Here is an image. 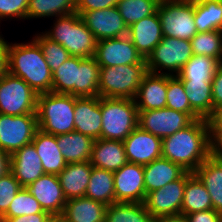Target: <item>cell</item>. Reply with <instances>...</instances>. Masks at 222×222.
<instances>
[{
	"label": "cell",
	"mask_w": 222,
	"mask_h": 222,
	"mask_svg": "<svg viewBox=\"0 0 222 222\" xmlns=\"http://www.w3.org/2000/svg\"><path fill=\"white\" fill-rule=\"evenodd\" d=\"M213 152L208 122L204 118L162 138V157L188 172L193 173Z\"/></svg>",
	"instance_id": "6da1fadb"
},
{
	"label": "cell",
	"mask_w": 222,
	"mask_h": 222,
	"mask_svg": "<svg viewBox=\"0 0 222 222\" xmlns=\"http://www.w3.org/2000/svg\"><path fill=\"white\" fill-rule=\"evenodd\" d=\"M7 72L22 78L37 94L52 92V71L34 39L25 44L8 42Z\"/></svg>",
	"instance_id": "7a4b0ae2"
},
{
	"label": "cell",
	"mask_w": 222,
	"mask_h": 222,
	"mask_svg": "<svg viewBox=\"0 0 222 222\" xmlns=\"http://www.w3.org/2000/svg\"><path fill=\"white\" fill-rule=\"evenodd\" d=\"M100 66L93 57L71 56L52 73V92L74 97L98 96Z\"/></svg>",
	"instance_id": "3957f363"
},
{
	"label": "cell",
	"mask_w": 222,
	"mask_h": 222,
	"mask_svg": "<svg viewBox=\"0 0 222 222\" xmlns=\"http://www.w3.org/2000/svg\"><path fill=\"white\" fill-rule=\"evenodd\" d=\"M52 30L43 34L61 44L71 56L93 57L96 52L97 39L86 27L78 13L55 18Z\"/></svg>",
	"instance_id": "277c9868"
},
{
	"label": "cell",
	"mask_w": 222,
	"mask_h": 222,
	"mask_svg": "<svg viewBox=\"0 0 222 222\" xmlns=\"http://www.w3.org/2000/svg\"><path fill=\"white\" fill-rule=\"evenodd\" d=\"M74 107L73 95L38 94L36 114L39 129L55 136L75 131Z\"/></svg>",
	"instance_id": "5b68a950"
},
{
	"label": "cell",
	"mask_w": 222,
	"mask_h": 222,
	"mask_svg": "<svg viewBox=\"0 0 222 222\" xmlns=\"http://www.w3.org/2000/svg\"><path fill=\"white\" fill-rule=\"evenodd\" d=\"M101 139L124 141L138 126V108L134 99L100 97Z\"/></svg>",
	"instance_id": "8992f818"
},
{
	"label": "cell",
	"mask_w": 222,
	"mask_h": 222,
	"mask_svg": "<svg viewBox=\"0 0 222 222\" xmlns=\"http://www.w3.org/2000/svg\"><path fill=\"white\" fill-rule=\"evenodd\" d=\"M147 73L146 64L100 67L98 96L134 99L139 85Z\"/></svg>",
	"instance_id": "52a82bcc"
},
{
	"label": "cell",
	"mask_w": 222,
	"mask_h": 222,
	"mask_svg": "<svg viewBox=\"0 0 222 222\" xmlns=\"http://www.w3.org/2000/svg\"><path fill=\"white\" fill-rule=\"evenodd\" d=\"M193 55L190 40L163 36L160 43L145 59L147 70L154 74L177 75Z\"/></svg>",
	"instance_id": "ba28073f"
},
{
	"label": "cell",
	"mask_w": 222,
	"mask_h": 222,
	"mask_svg": "<svg viewBox=\"0 0 222 222\" xmlns=\"http://www.w3.org/2000/svg\"><path fill=\"white\" fill-rule=\"evenodd\" d=\"M38 94L22 79L6 72L0 78V114H36Z\"/></svg>",
	"instance_id": "9c48e42d"
},
{
	"label": "cell",
	"mask_w": 222,
	"mask_h": 222,
	"mask_svg": "<svg viewBox=\"0 0 222 222\" xmlns=\"http://www.w3.org/2000/svg\"><path fill=\"white\" fill-rule=\"evenodd\" d=\"M163 36L191 40L197 34L194 5L178 0H162L157 8Z\"/></svg>",
	"instance_id": "30bf717a"
},
{
	"label": "cell",
	"mask_w": 222,
	"mask_h": 222,
	"mask_svg": "<svg viewBox=\"0 0 222 222\" xmlns=\"http://www.w3.org/2000/svg\"><path fill=\"white\" fill-rule=\"evenodd\" d=\"M38 129L37 114H0V149L12 155L23 146L32 143Z\"/></svg>",
	"instance_id": "8fae6325"
},
{
	"label": "cell",
	"mask_w": 222,
	"mask_h": 222,
	"mask_svg": "<svg viewBox=\"0 0 222 222\" xmlns=\"http://www.w3.org/2000/svg\"><path fill=\"white\" fill-rule=\"evenodd\" d=\"M192 174V172L186 171L179 179L146 194L144 205L155 220L165 216L181 214L184 188L187 179Z\"/></svg>",
	"instance_id": "7c38bea8"
},
{
	"label": "cell",
	"mask_w": 222,
	"mask_h": 222,
	"mask_svg": "<svg viewBox=\"0 0 222 222\" xmlns=\"http://www.w3.org/2000/svg\"><path fill=\"white\" fill-rule=\"evenodd\" d=\"M194 119L186 113L167 107L138 111V126L154 136L164 138L190 125Z\"/></svg>",
	"instance_id": "4fadbf2b"
},
{
	"label": "cell",
	"mask_w": 222,
	"mask_h": 222,
	"mask_svg": "<svg viewBox=\"0 0 222 222\" xmlns=\"http://www.w3.org/2000/svg\"><path fill=\"white\" fill-rule=\"evenodd\" d=\"M94 58L100 67L146 64L128 36L97 41Z\"/></svg>",
	"instance_id": "5bb4252c"
},
{
	"label": "cell",
	"mask_w": 222,
	"mask_h": 222,
	"mask_svg": "<svg viewBox=\"0 0 222 222\" xmlns=\"http://www.w3.org/2000/svg\"><path fill=\"white\" fill-rule=\"evenodd\" d=\"M115 202L144 203L143 165L127 162L113 173Z\"/></svg>",
	"instance_id": "9a60e30c"
},
{
	"label": "cell",
	"mask_w": 222,
	"mask_h": 222,
	"mask_svg": "<svg viewBox=\"0 0 222 222\" xmlns=\"http://www.w3.org/2000/svg\"><path fill=\"white\" fill-rule=\"evenodd\" d=\"M80 17L86 27L95 35L97 41L128 35V27L117 7L84 11Z\"/></svg>",
	"instance_id": "2e32d148"
},
{
	"label": "cell",
	"mask_w": 222,
	"mask_h": 222,
	"mask_svg": "<svg viewBox=\"0 0 222 222\" xmlns=\"http://www.w3.org/2000/svg\"><path fill=\"white\" fill-rule=\"evenodd\" d=\"M128 162L146 165L162 157V138L137 126L123 141Z\"/></svg>",
	"instance_id": "e0dca14e"
},
{
	"label": "cell",
	"mask_w": 222,
	"mask_h": 222,
	"mask_svg": "<svg viewBox=\"0 0 222 222\" xmlns=\"http://www.w3.org/2000/svg\"><path fill=\"white\" fill-rule=\"evenodd\" d=\"M26 188L44 211L52 216L62 215L67 199L56 174L45 173Z\"/></svg>",
	"instance_id": "ac0fdd59"
},
{
	"label": "cell",
	"mask_w": 222,
	"mask_h": 222,
	"mask_svg": "<svg viewBox=\"0 0 222 222\" xmlns=\"http://www.w3.org/2000/svg\"><path fill=\"white\" fill-rule=\"evenodd\" d=\"M102 114L100 97H75L74 126L75 131L90 136L93 139L101 138Z\"/></svg>",
	"instance_id": "d6986e66"
},
{
	"label": "cell",
	"mask_w": 222,
	"mask_h": 222,
	"mask_svg": "<svg viewBox=\"0 0 222 222\" xmlns=\"http://www.w3.org/2000/svg\"><path fill=\"white\" fill-rule=\"evenodd\" d=\"M168 75L148 72L139 85L134 98L138 111L156 110L166 107Z\"/></svg>",
	"instance_id": "ffe728a7"
},
{
	"label": "cell",
	"mask_w": 222,
	"mask_h": 222,
	"mask_svg": "<svg viewBox=\"0 0 222 222\" xmlns=\"http://www.w3.org/2000/svg\"><path fill=\"white\" fill-rule=\"evenodd\" d=\"M137 51L146 59L163 38L158 13L147 16L128 27L127 35Z\"/></svg>",
	"instance_id": "44dd1931"
},
{
	"label": "cell",
	"mask_w": 222,
	"mask_h": 222,
	"mask_svg": "<svg viewBox=\"0 0 222 222\" xmlns=\"http://www.w3.org/2000/svg\"><path fill=\"white\" fill-rule=\"evenodd\" d=\"M10 172L22 187H27L45 174L41 159L32 143L10 155Z\"/></svg>",
	"instance_id": "7402d4cb"
},
{
	"label": "cell",
	"mask_w": 222,
	"mask_h": 222,
	"mask_svg": "<svg viewBox=\"0 0 222 222\" xmlns=\"http://www.w3.org/2000/svg\"><path fill=\"white\" fill-rule=\"evenodd\" d=\"M128 162L123 141L96 139L90 163L93 167L116 172Z\"/></svg>",
	"instance_id": "603a6c76"
},
{
	"label": "cell",
	"mask_w": 222,
	"mask_h": 222,
	"mask_svg": "<svg viewBox=\"0 0 222 222\" xmlns=\"http://www.w3.org/2000/svg\"><path fill=\"white\" fill-rule=\"evenodd\" d=\"M209 192L213 209L222 214V160L213 152L194 172Z\"/></svg>",
	"instance_id": "cb8c5ba5"
},
{
	"label": "cell",
	"mask_w": 222,
	"mask_h": 222,
	"mask_svg": "<svg viewBox=\"0 0 222 222\" xmlns=\"http://www.w3.org/2000/svg\"><path fill=\"white\" fill-rule=\"evenodd\" d=\"M92 167L90 161L68 163L57 175L67 200L85 197Z\"/></svg>",
	"instance_id": "d4e9b609"
},
{
	"label": "cell",
	"mask_w": 222,
	"mask_h": 222,
	"mask_svg": "<svg viewBox=\"0 0 222 222\" xmlns=\"http://www.w3.org/2000/svg\"><path fill=\"white\" fill-rule=\"evenodd\" d=\"M45 173L58 175L67 165L57 144L56 136L38 129L32 140Z\"/></svg>",
	"instance_id": "484cf974"
},
{
	"label": "cell",
	"mask_w": 222,
	"mask_h": 222,
	"mask_svg": "<svg viewBox=\"0 0 222 222\" xmlns=\"http://www.w3.org/2000/svg\"><path fill=\"white\" fill-rule=\"evenodd\" d=\"M146 194L179 179L185 172L180 165L160 157L143 166Z\"/></svg>",
	"instance_id": "4316f807"
},
{
	"label": "cell",
	"mask_w": 222,
	"mask_h": 222,
	"mask_svg": "<svg viewBox=\"0 0 222 222\" xmlns=\"http://www.w3.org/2000/svg\"><path fill=\"white\" fill-rule=\"evenodd\" d=\"M107 205L87 197L69 199L62 217L67 222H105Z\"/></svg>",
	"instance_id": "83f0119b"
},
{
	"label": "cell",
	"mask_w": 222,
	"mask_h": 222,
	"mask_svg": "<svg viewBox=\"0 0 222 222\" xmlns=\"http://www.w3.org/2000/svg\"><path fill=\"white\" fill-rule=\"evenodd\" d=\"M56 140L67 164L90 161L95 139L73 131L56 135Z\"/></svg>",
	"instance_id": "f1b7e54d"
},
{
	"label": "cell",
	"mask_w": 222,
	"mask_h": 222,
	"mask_svg": "<svg viewBox=\"0 0 222 222\" xmlns=\"http://www.w3.org/2000/svg\"><path fill=\"white\" fill-rule=\"evenodd\" d=\"M213 205L209 192L200 179L193 173L186 181L181 214L211 210Z\"/></svg>",
	"instance_id": "f546056e"
},
{
	"label": "cell",
	"mask_w": 222,
	"mask_h": 222,
	"mask_svg": "<svg viewBox=\"0 0 222 222\" xmlns=\"http://www.w3.org/2000/svg\"><path fill=\"white\" fill-rule=\"evenodd\" d=\"M85 197L101 202L107 206L115 203L113 172L92 167Z\"/></svg>",
	"instance_id": "4dcf8cb0"
},
{
	"label": "cell",
	"mask_w": 222,
	"mask_h": 222,
	"mask_svg": "<svg viewBox=\"0 0 222 222\" xmlns=\"http://www.w3.org/2000/svg\"><path fill=\"white\" fill-rule=\"evenodd\" d=\"M190 107L207 119L213 112L212 81H182Z\"/></svg>",
	"instance_id": "1f68e13d"
},
{
	"label": "cell",
	"mask_w": 222,
	"mask_h": 222,
	"mask_svg": "<svg viewBox=\"0 0 222 222\" xmlns=\"http://www.w3.org/2000/svg\"><path fill=\"white\" fill-rule=\"evenodd\" d=\"M105 222H155L144 203L115 202L107 206Z\"/></svg>",
	"instance_id": "d6a6232c"
},
{
	"label": "cell",
	"mask_w": 222,
	"mask_h": 222,
	"mask_svg": "<svg viewBox=\"0 0 222 222\" xmlns=\"http://www.w3.org/2000/svg\"><path fill=\"white\" fill-rule=\"evenodd\" d=\"M197 33L222 31V0H206L194 5Z\"/></svg>",
	"instance_id": "836d02e7"
},
{
	"label": "cell",
	"mask_w": 222,
	"mask_h": 222,
	"mask_svg": "<svg viewBox=\"0 0 222 222\" xmlns=\"http://www.w3.org/2000/svg\"><path fill=\"white\" fill-rule=\"evenodd\" d=\"M221 63L205 55H193L181 68L177 76L182 81H212V78Z\"/></svg>",
	"instance_id": "e575fe53"
},
{
	"label": "cell",
	"mask_w": 222,
	"mask_h": 222,
	"mask_svg": "<svg viewBox=\"0 0 222 222\" xmlns=\"http://www.w3.org/2000/svg\"><path fill=\"white\" fill-rule=\"evenodd\" d=\"M76 13V0H29L26 19Z\"/></svg>",
	"instance_id": "d590c367"
},
{
	"label": "cell",
	"mask_w": 222,
	"mask_h": 222,
	"mask_svg": "<svg viewBox=\"0 0 222 222\" xmlns=\"http://www.w3.org/2000/svg\"><path fill=\"white\" fill-rule=\"evenodd\" d=\"M161 0H119L117 9L127 27L157 12Z\"/></svg>",
	"instance_id": "8d00e7d4"
},
{
	"label": "cell",
	"mask_w": 222,
	"mask_h": 222,
	"mask_svg": "<svg viewBox=\"0 0 222 222\" xmlns=\"http://www.w3.org/2000/svg\"><path fill=\"white\" fill-rule=\"evenodd\" d=\"M194 55H205L222 63V31L197 33L191 40Z\"/></svg>",
	"instance_id": "74e56055"
},
{
	"label": "cell",
	"mask_w": 222,
	"mask_h": 222,
	"mask_svg": "<svg viewBox=\"0 0 222 222\" xmlns=\"http://www.w3.org/2000/svg\"><path fill=\"white\" fill-rule=\"evenodd\" d=\"M166 107L189 114L194 120L201 118L191 107L185 93L182 80L177 76L168 75Z\"/></svg>",
	"instance_id": "f35d334b"
},
{
	"label": "cell",
	"mask_w": 222,
	"mask_h": 222,
	"mask_svg": "<svg viewBox=\"0 0 222 222\" xmlns=\"http://www.w3.org/2000/svg\"><path fill=\"white\" fill-rule=\"evenodd\" d=\"M35 213H48L43 210L38 200L27 190L22 187L11 201L7 212L2 217H18Z\"/></svg>",
	"instance_id": "ab89813d"
},
{
	"label": "cell",
	"mask_w": 222,
	"mask_h": 222,
	"mask_svg": "<svg viewBox=\"0 0 222 222\" xmlns=\"http://www.w3.org/2000/svg\"><path fill=\"white\" fill-rule=\"evenodd\" d=\"M33 39L40 45L52 73L71 57L61 44L49 39L43 32L37 34Z\"/></svg>",
	"instance_id": "60d3db41"
},
{
	"label": "cell",
	"mask_w": 222,
	"mask_h": 222,
	"mask_svg": "<svg viewBox=\"0 0 222 222\" xmlns=\"http://www.w3.org/2000/svg\"><path fill=\"white\" fill-rule=\"evenodd\" d=\"M21 188L22 186L10 171L0 177V217L7 212L11 201Z\"/></svg>",
	"instance_id": "b9f144b4"
},
{
	"label": "cell",
	"mask_w": 222,
	"mask_h": 222,
	"mask_svg": "<svg viewBox=\"0 0 222 222\" xmlns=\"http://www.w3.org/2000/svg\"><path fill=\"white\" fill-rule=\"evenodd\" d=\"M29 0H0V21L2 19H26Z\"/></svg>",
	"instance_id": "7bdbcfd3"
},
{
	"label": "cell",
	"mask_w": 222,
	"mask_h": 222,
	"mask_svg": "<svg viewBox=\"0 0 222 222\" xmlns=\"http://www.w3.org/2000/svg\"><path fill=\"white\" fill-rule=\"evenodd\" d=\"M211 144L215 150L222 145V105L214 108L212 114L207 118Z\"/></svg>",
	"instance_id": "ee69618b"
},
{
	"label": "cell",
	"mask_w": 222,
	"mask_h": 222,
	"mask_svg": "<svg viewBox=\"0 0 222 222\" xmlns=\"http://www.w3.org/2000/svg\"><path fill=\"white\" fill-rule=\"evenodd\" d=\"M119 0H76V13L116 7Z\"/></svg>",
	"instance_id": "f6af8a7d"
},
{
	"label": "cell",
	"mask_w": 222,
	"mask_h": 222,
	"mask_svg": "<svg viewBox=\"0 0 222 222\" xmlns=\"http://www.w3.org/2000/svg\"><path fill=\"white\" fill-rule=\"evenodd\" d=\"M211 85L214 110L215 107L222 105V63L218 66L212 78Z\"/></svg>",
	"instance_id": "bcb514c9"
},
{
	"label": "cell",
	"mask_w": 222,
	"mask_h": 222,
	"mask_svg": "<svg viewBox=\"0 0 222 222\" xmlns=\"http://www.w3.org/2000/svg\"><path fill=\"white\" fill-rule=\"evenodd\" d=\"M186 217L189 222H222V214L214 209L187 214Z\"/></svg>",
	"instance_id": "7dc6e473"
},
{
	"label": "cell",
	"mask_w": 222,
	"mask_h": 222,
	"mask_svg": "<svg viewBox=\"0 0 222 222\" xmlns=\"http://www.w3.org/2000/svg\"><path fill=\"white\" fill-rule=\"evenodd\" d=\"M50 213H35L29 215H21L18 217H2L5 222H48L51 218Z\"/></svg>",
	"instance_id": "c3c4849f"
},
{
	"label": "cell",
	"mask_w": 222,
	"mask_h": 222,
	"mask_svg": "<svg viewBox=\"0 0 222 222\" xmlns=\"http://www.w3.org/2000/svg\"><path fill=\"white\" fill-rule=\"evenodd\" d=\"M3 35L0 36V78L7 72V46Z\"/></svg>",
	"instance_id": "681fc988"
},
{
	"label": "cell",
	"mask_w": 222,
	"mask_h": 222,
	"mask_svg": "<svg viewBox=\"0 0 222 222\" xmlns=\"http://www.w3.org/2000/svg\"><path fill=\"white\" fill-rule=\"evenodd\" d=\"M10 171V155L0 149V177Z\"/></svg>",
	"instance_id": "f907efd6"
},
{
	"label": "cell",
	"mask_w": 222,
	"mask_h": 222,
	"mask_svg": "<svg viewBox=\"0 0 222 222\" xmlns=\"http://www.w3.org/2000/svg\"><path fill=\"white\" fill-rule=\"evenodd\" d=\"M155 222H189V221L186 215L177 214V215L161 217L159 219H156Z\"/></svg>",
	"instance_id": "816d5d0a"
},
{
	"label": "cell",
	"mask_w": 222,
	"mask_h": 222,
	"mask_svg": "<svg viewBox=\"0 0 222 222\" xmlns=\"http://www.w3.org/2000/svg\"><path fill=\"white\" fill-rule=\"evenodd\" d=\"M48 222H67L61 215H53Z\"/></svg>",
	"instance_id": "f5cc1de1"
},
{
	"label": "cell",
	"mask_w": 222,
	"mask_h": 222,
	"mask_svg": "<svg viewBox=\"0 0 222 222\" xmlns=\"http://www.w3.org/2000/svg\"><path fill=\"white\" fill-rule=\"evenodd\" d=\"M178 1L186 3V4L196 5V4H199V3H203L206 0H178Z\"/></svg>",
	"instance_id": "db71d44e"
},
{
	"label": "cell",
	"mask_w": 222,
	"mask_h": 222,
	"mask_svg": "<svg viewBox=\"0 0 222 222\" xmlns=\"http://www.w3.org/2000/svg\"><path fill=\"white\" fill-rule=\"evenodd\" d=\"M214 152L221 158L222 160V148H216Z\"/></svg>",
	"instance_id": "11a10c76"
},
{
	"label": "cell",
	"mask_w": 222,
	"mask_h": 222,
	"mask_svg": "<svg viewBox=\"0 0 222 222\" xmlns=\"http://www.w3.org/2000/svg\"><path fill=\"white\" fill-rule=\"evenodd\" d=\"M0 222H5L4 219L2 217H0Z\"/></svg>",
	"instance_id": "9f6ffc18"
}]
</instances>
